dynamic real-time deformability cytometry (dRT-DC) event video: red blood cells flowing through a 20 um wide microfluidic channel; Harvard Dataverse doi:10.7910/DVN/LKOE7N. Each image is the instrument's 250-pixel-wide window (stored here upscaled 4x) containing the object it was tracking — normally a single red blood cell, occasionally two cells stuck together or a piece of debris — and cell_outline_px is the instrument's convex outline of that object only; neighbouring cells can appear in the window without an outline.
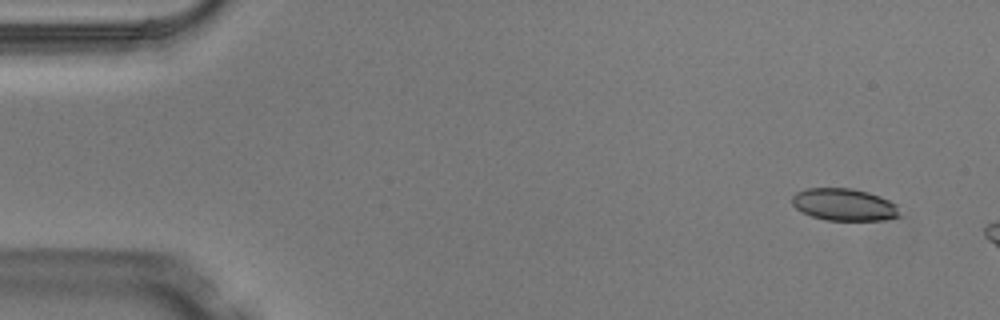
{"species": "Egyptian fruit bat (a non-hibernating species)", "species_latin": "Rousettus aegyptiacus", "temperature_condition": "warm", "stored_images_in_passage": 3, "camera_frame_rate_fps": 3000, "um_per_image_px": 0.085, "animal": {"sex": "male"}, "frame": {"image": 1, "passage_image": 1, "time_ms": 0.0, "image_size_px": [1000, 320], "cell_outline_px": [[900, 216], [884, 220], [824, 220], [812, 216], [796, 208], [792, 204], [792, 196], [796, 192], [808, 188], [852, 188], [868, 192], [880, 196], [896, 204]], "centroid_in_image_um": [71.74, 17.39], "position_along_channel_um": 13.3, "area_um2": 20.11}}